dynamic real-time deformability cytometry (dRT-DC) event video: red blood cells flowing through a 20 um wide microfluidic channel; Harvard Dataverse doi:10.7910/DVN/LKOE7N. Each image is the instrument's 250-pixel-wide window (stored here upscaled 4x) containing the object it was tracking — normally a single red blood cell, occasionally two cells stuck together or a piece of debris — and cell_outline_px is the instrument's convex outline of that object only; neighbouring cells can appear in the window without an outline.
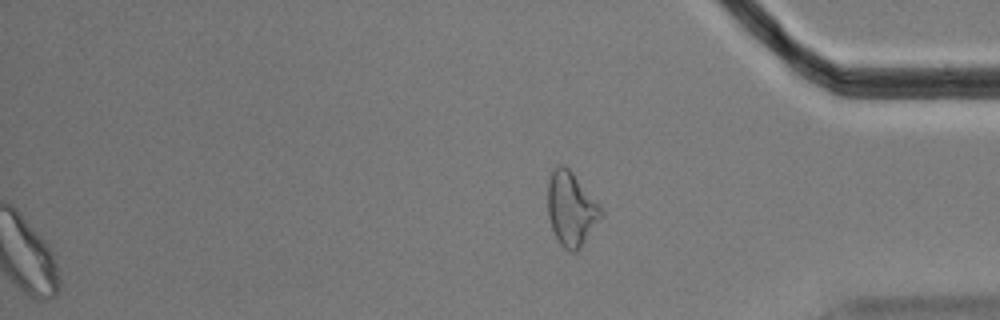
{"species": "Egyptian fruit bat (a non-hibernating species)", "species_latin": "Rousettus aegyptiacus", "temperature_condition": "cold", "stored_images_in_passage": 56, "segment_of_instrument_passage": [2, 2], "camera_frame_rate_fps": 3000, "um_per_image_px": 0.085, "animal": {"sex": "male"}, "frame": {"image": 1, "passage_image": 56, "time_ms": 18.333, "image_size_px": [1000, 320], "cell_outline_px": [[604, 212], [580, 248], [576, 252], [572, 252], [564, 248], [560, 244], [552, 228], [548, 216], [548, 180], [552, 168], [560, 164], [564, 164], [572, 172]], "centroid_in_image_um": [48.51, 17.74], "position_along_channel_um": 386.7, "area_um2": 22.54}}